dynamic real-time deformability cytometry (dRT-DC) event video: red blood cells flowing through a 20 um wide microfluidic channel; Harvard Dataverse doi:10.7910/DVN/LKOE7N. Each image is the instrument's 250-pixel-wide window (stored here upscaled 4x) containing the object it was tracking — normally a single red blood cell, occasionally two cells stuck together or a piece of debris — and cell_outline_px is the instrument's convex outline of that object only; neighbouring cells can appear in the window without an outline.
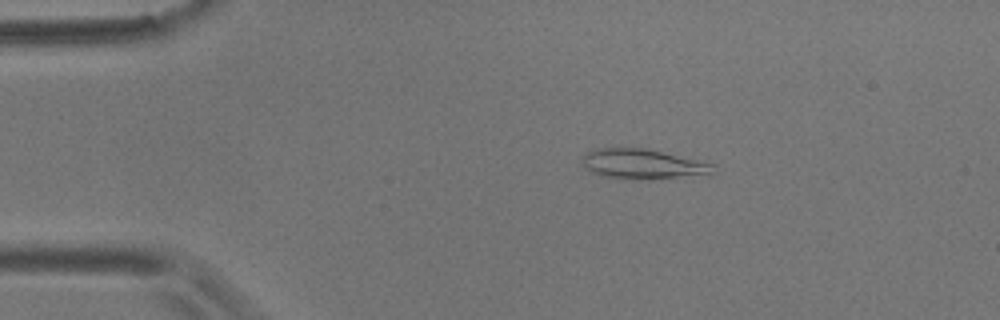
{"species": "common noctule bat (a hibernating species)", "species_latin": "Nyctalus noctula", "temperature_condition": "room temperature", "stored_images_in_passage": 48, "camera_frame_rate_fps": 3000, "um_per_image_px": 0.085, "animal": {"sex": "male", "body_mass_g": 17.9}, "frame": {"image": 1, "passage_image": 9, "time_ms": 2.667, "image_size_px": [1000, 320], "cell_outline_px": [[716, 172], [712, 176], [648, 180], [628, 180], [604, 176], [592, 172], [584, 164], [584, 156], [588, 152], [596, 148], [644, 148], [716, 164]], "centroid_in_image_um": [54.81, 13.99], "position_along_channel_um": 30.2, "area_um2": 23.41}}
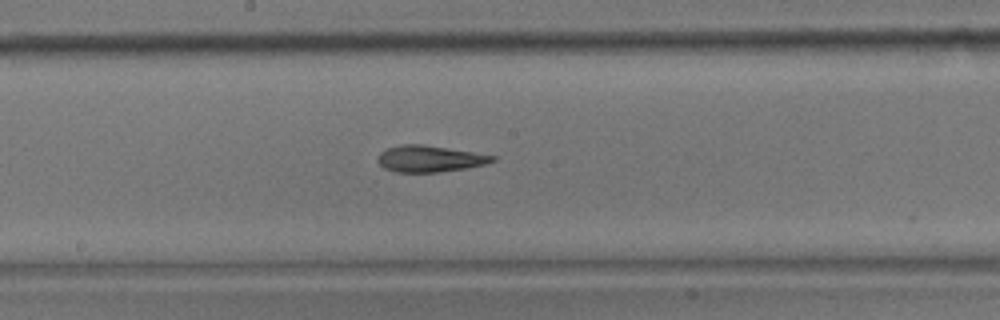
{"frame": {"image": 2, "passage_image": 28, "time_ms": 9.0, "image_size_px": [1000, 320], "cell_outline_px": [[496, 160], [484, 164], [468, 168], [436, 172], [396, 172], [384, 168], [376, 160], [376, 156], [380, 152], [388, 148], [400, 144], [424, 144], [496, 156]], "centroid_in_image_um": [36.48, 13.49], "position_along_channel_um": 211.7, "area_um2": 17.69}}
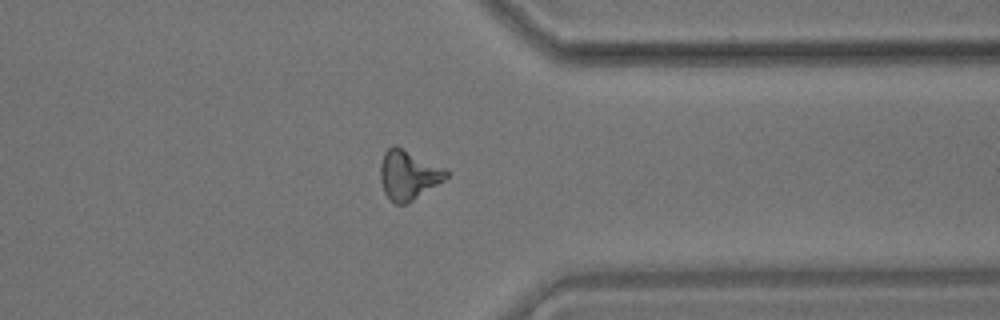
{"frame": {"image": 3, "passage_image": 42, "time_ms": 13.667, "image_size_px": [1000, 320], "cell_outline_px": [[452, 172], [444, 180], [412, 200], [404, 204], [396, 204], [384, 192], [380, 180], [380, 164], [384, 152], [388, 148], [396, 144]], "centroid_in_image_um": [34.7, 14.84], "position_along_channel_um": 376.7, "area_um2": 18.84}, "authors_computed_cell_mechanics": {"area_um2": 18.3226, "velocity_mm_per_s": 3.6518, "shape_relaxation_time_tau1_ms": 10.8663, "shape_relaxation_time_tau2_ms": 4.5795, "deformation_change_tau1": 0.2456, "deformation_change_tau2": 0.1362}}